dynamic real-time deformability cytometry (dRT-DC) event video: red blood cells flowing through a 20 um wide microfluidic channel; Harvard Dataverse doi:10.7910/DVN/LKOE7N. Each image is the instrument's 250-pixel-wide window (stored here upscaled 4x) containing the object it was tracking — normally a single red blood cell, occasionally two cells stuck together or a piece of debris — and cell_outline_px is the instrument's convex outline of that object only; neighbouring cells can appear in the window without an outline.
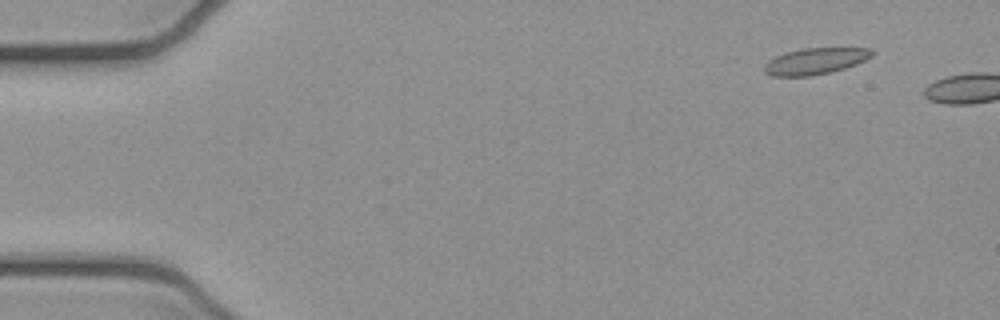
{"species": "common noctule bat (a hibernating species)", "species_latin": "Nyctalus noctula", "temperature_condition": "cold", "stored_images_in_passage": 2, "camera_frame_rate_fps": 3000, "um_per_image_px": 0.085, "animal": {"sex": "female", "body_mass_g": 21.9}, "frame": {"image": 1, "passage_image": 1, "time_ms": 0.0, "image_size_px": [1000, 320], "cell_outline_px": [[872, 56], [856, 64], [844, 68], [812, 76], [772, 76], [764, 72], [764, 64], [768, 60], [776, 56], [800, 48], [872, 48]], "centroid_in_image_um": [69.26, 5.19], "position_along_channel_um": 15.7, "area_um2": 16.42}}